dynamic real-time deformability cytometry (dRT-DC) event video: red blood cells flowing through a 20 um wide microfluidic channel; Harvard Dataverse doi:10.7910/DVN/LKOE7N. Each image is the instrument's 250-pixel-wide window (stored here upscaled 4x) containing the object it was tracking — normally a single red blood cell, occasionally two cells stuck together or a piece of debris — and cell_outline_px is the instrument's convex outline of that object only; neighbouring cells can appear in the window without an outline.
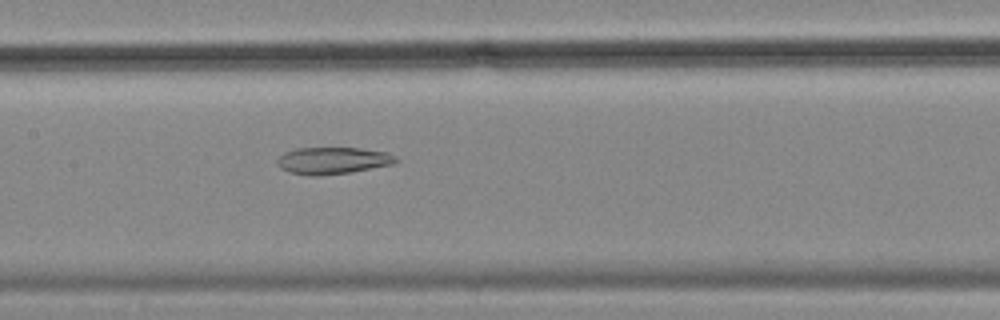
{"species": "common noctule bat (a hibernating species)", "species_latin": "Nyctalus noctula", "temperature_condition": "cold", "stored_images_in_passage": 34, "camera_frame_rate_fps": 3000, "um_per_image_px": 0.085, "animal": {"sex": "female", "body_mass_g": 18.4}, "frame": {"image": 1, "passage_image": 13, "time_ms": 4.0, "image_size_px": [1000, 320], "cell_outline_px": [[400, 160], [392, 164], [348, 172], [320, 176], [312, 176], [288, 172], [280, 168], [276, 160], [284, 152], [296, 148], [360, 148], [384, 152], [396, 156]], "centroid_in_image_um": [28.24, 13.65], "position_along_channel_um": 179.2, "area_um2": 18.5}}
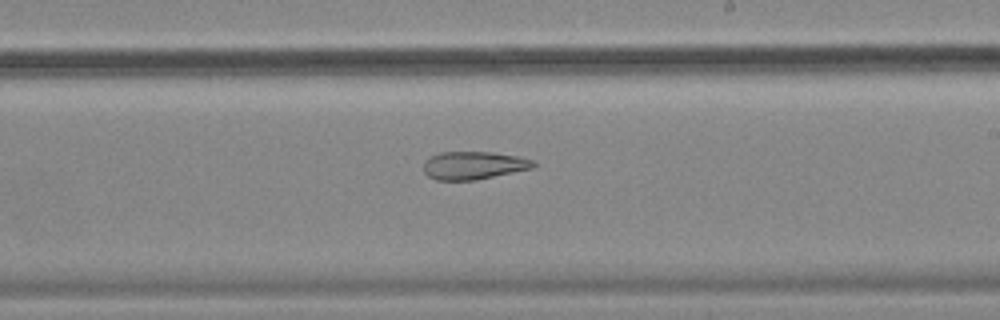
{"frame": {"image": 2, "passage_image": 19, "time_ms": 6.0, "image_size_px": [1000, 320], "cell_outline_px": [[536, 164], [532, 168], [476, 180], [436, 180], [428, 176], [424, 172], [424, 160], [440, 152], [492, 152], [520, 156], [532, 160]], "centroid_in_image_um": [40.25, 14.05], "position_along_channel_um": 248.8, "area_um2": 17.86}}
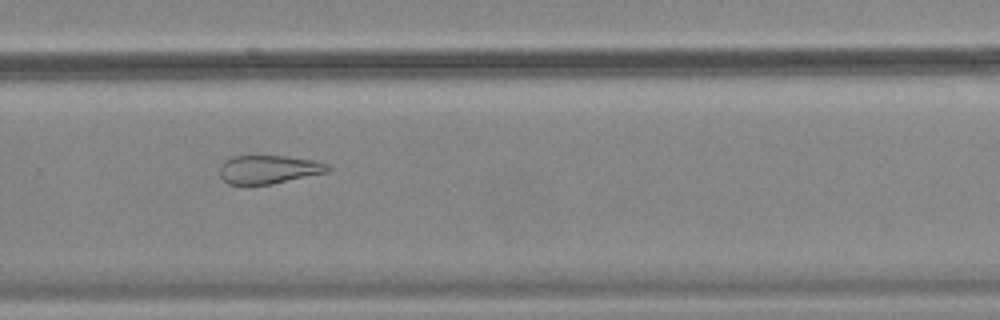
{"frame": {"image": 3, "passage_image": 24, "time_ms": 7.667, "image_size_px": [1000, 320], "cell_outline_px": [[332, 168], [328, 172], [272, 184], [244, 188], [228, 184], [220, 176], [220, 164], [224, 160], [232, 156], [284, 156], [312, 160], [328, 164]], "centroid_in_image_um": [22.77, 14.44], "position_along_channel_um": 307.0, "area_um2": 18.55}, "authors_computed_cell_mechanics": {"area_um2": 19.5075, "velocity_mm_per_s": 3.5025, "shape_relaxation_time_tau1_ms": null, "shape_relaxation_time_tau2_ms": 9.6515, "deformation_change_tau1": null, "deformation_change_tau2": 0.2328}}